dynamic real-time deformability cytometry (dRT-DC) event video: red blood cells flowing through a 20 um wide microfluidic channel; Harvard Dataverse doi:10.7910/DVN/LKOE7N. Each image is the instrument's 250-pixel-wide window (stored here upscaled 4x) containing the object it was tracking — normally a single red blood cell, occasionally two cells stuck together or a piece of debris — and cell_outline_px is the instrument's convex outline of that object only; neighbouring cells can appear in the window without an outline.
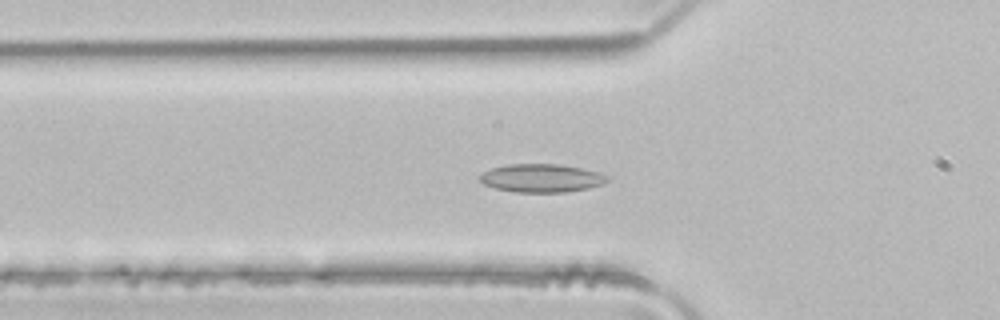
{"species": "common noctule bat (a hibernating species)", "species_latin": "Nyctalus noctula", "temperature_condition": "room temperature", "stored_images_in_passage": 35, "camera_frame_rate_fps": 3000, "um_per_image_px": 0.085, "animal": {"sex": "male", "body_mass_g": 21.5, "forearm_length_mm": 52.0}, "frame": {"image": 1, "passage_image": 12, "time_ms": 3.667, "image_size_px": [1000, 320], "cell_outline_px": [[608, 180], [604, 184], [588, 188], [568, 192], [516, 192], [496, 188], [484, 184], [480, 180], [480, 176], [484, 172], [492, 168], [508, 164], [560, 164], [580, 168], [596, 172], [608, 176]], "centroid_in_image_um": [46.04, 15.14], "position_along_channel_um": 79.8, "area_um2": 20.81}}
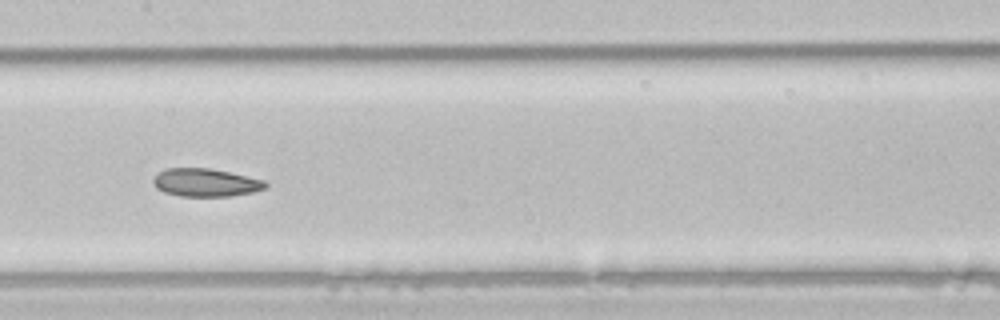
{"frame": {"image": 2, "passage_image": 20, "time_ms": 6.333, "image_size_px": [1000, 320], "cell_outline_px": [[268, 188], [252, 192], [228, 196], [180, 196], [164, 192], [156, 188], [152, 184], [152, 180], [164, 168], [208, 168], [228, 172], [264, 180], [268, 184]], "centroid_in_image_um": [17.46, 15.52], "position_along_channel_um": 189.9, "area_um2": 18.26}}
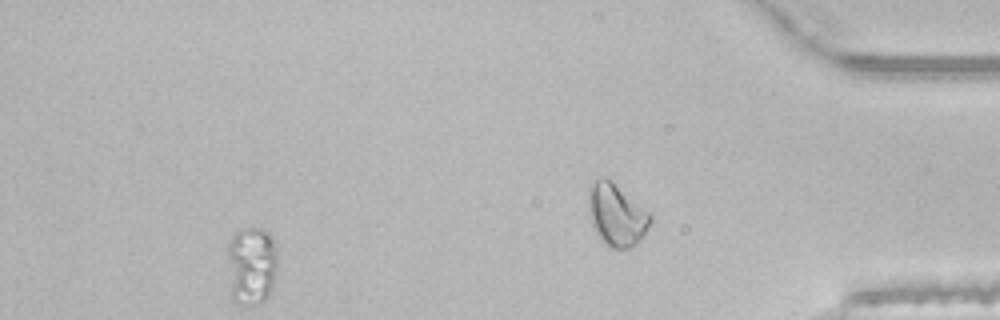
{"frame": {"image": 3, "passage_image": 35, "time_ms": 11.333, "image_size_px": [1000, 320], "cell_outline_px": [[652, 220], [648, 228], [640, 240], [632, 248], [612, 248], [596, 232], [592, 224], [592, 184], [596, 180], [604, 176], [648, 212], [652, 216]], "centroid_in_image_um": [52.49, 18.33], "position_along_channel_um": 382.7, "area_um2": 20.87}, "authors_computed_cell_mechanics": {"area_um2": 19.3052, "velocity_mm_per_s": 4.1062, "shape_relaxation_time_tau1_ms": null, "shape_relaxation_time_tau2_ms": 2.0597, "deformation_change_tau1": null, "deformation_change_tau2": 0.077}}